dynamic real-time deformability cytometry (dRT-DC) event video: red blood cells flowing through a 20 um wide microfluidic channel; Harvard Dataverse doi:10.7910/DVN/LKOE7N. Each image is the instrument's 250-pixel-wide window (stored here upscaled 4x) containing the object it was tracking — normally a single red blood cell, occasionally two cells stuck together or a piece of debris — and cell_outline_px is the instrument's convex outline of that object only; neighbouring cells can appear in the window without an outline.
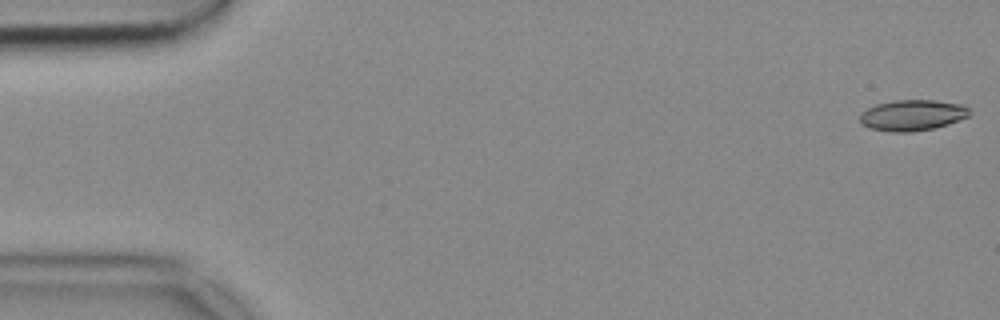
{"species": "common noctule bat (a hibernating species)", "species_latin": "Nyctalus noctula", "temperature_condition": "cold", "stored_images_in_passage": 53, "camera_frame_rate_fps": 3000, "um_per_image_px": 0.085, "animal": {"sex": "female", "body_mass_g": 18.4}, "frame": {"image": 1, "passage_image": 1, "time_ms": 0.0, "image_size_px": [1000, 320], "cell_outline_px": [[972, 112], [968, 116], [948, 124], [932, 128], [912, 132], [892, 132], [868, 128], [860, 124], [860, 112], [876, 104], [896, 100], [936, 100], [960, 104], [968, 108]], "centroid_in_image_um": [77.51, 9.79], "position_along_channel_um": 7.5, "area_um2": 19.77}}
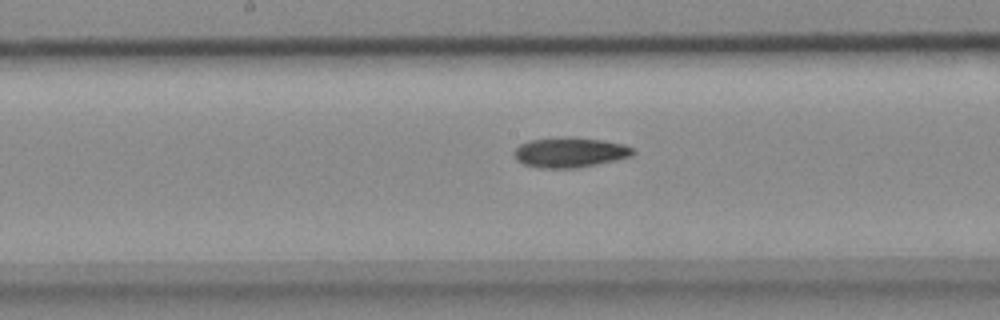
{"frame": {"image": 2, "passage_image": 27, "time_ms": 8.667, "image_size_px": [1000, 320], "cell_outline_px": [[636, 152], [632, 156], [596, 164], [576, 168], [540, 168], [524, 164], [516, 160], [516, 148], [520, 144], [532, 140], [568, 136], [604, 140], [624, 144], [632, 148]], "centroid_in_image_um": [48.47, 12.95], "position_along_channel_um": 199.7, "area_um2": 20.69}}
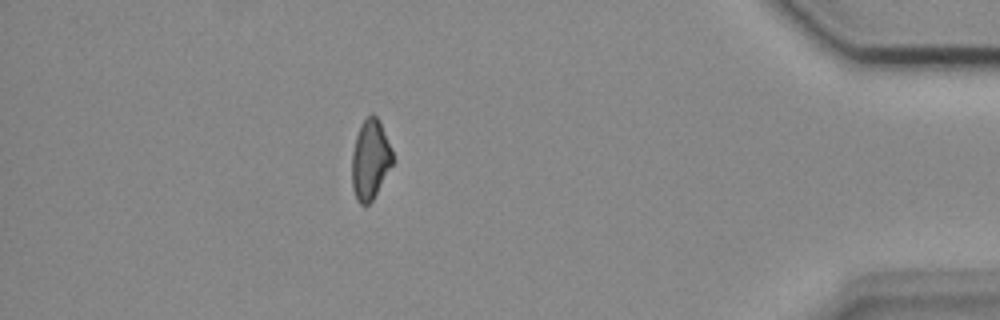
{"frame": {"image": 3, "passage_image": 47, "time_ms": 15.333, "image_size_px": [1000, 320], "cell_outline_px": [[396, 160], [372, 200], [368, 204], [360, 204], [356, 200], [352, 188], [352, 152], [356, 136], [360, 124], [372, 112], [376, 116], [380, 124]], "centroid_in_image_um": [31.47, 13.59], "position_along_channel_um": 403.7, "area_um2": 18.96}}